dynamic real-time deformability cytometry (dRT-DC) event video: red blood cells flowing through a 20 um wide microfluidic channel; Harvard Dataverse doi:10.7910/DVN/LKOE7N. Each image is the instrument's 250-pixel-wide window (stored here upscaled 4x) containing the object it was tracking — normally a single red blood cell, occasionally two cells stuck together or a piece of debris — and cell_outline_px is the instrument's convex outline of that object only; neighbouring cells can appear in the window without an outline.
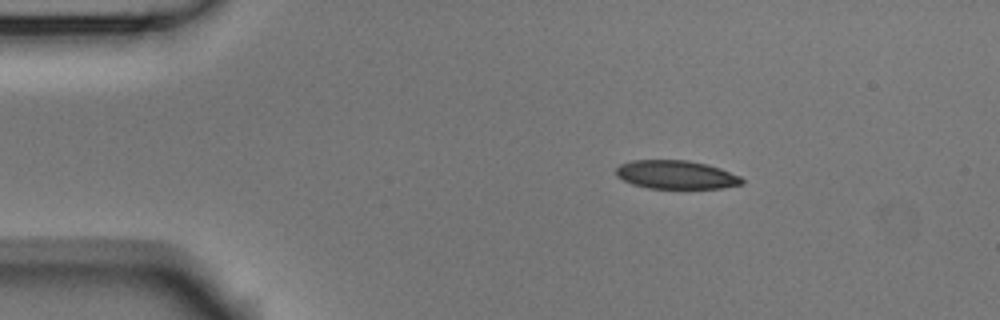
{"species": "Egyptian fruit bat (a non-hibernating species)", "species_latin": "Rousettus aegyptiacus", "temperature_condition": "room temperature", "stored_images_in_passage": 4, "segment_of_instrument_passage": [1, 2], "camera_frame_rate_fps": 3000, "um_per_image_px": 0.085, "animal": {"sex": "male"}, "frame": {"image": 1, "passage_image": 1, "time_ms": 0.0, "image_size_px": [1000, 320], "cell_outline_px": [[744, 184], [720, 188], [648, 188], [632, 184], [616, 176], [616, 168], [620, 164], [632, 160], [688, 160], [708, 164], [720, 168], [740, 176], [744, 180]], "centroid_in_image_um": [57.47, 14.84], "position_along_channel_um": 27.5, "area_um2": 20.98}}
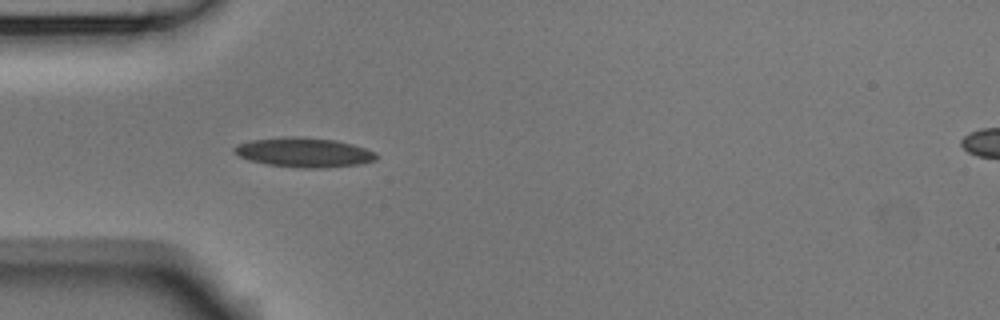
{"frame": {"image": 2, "passage_image": 3, "time_ms": 0.667, "image_size_px": [1000, 320], "cell_outline_px": [[380, 156], [376, 160], [364, 164], [328, 168], [300, 168], [268, 164], [252, 160], [240, 156], [232, 148], [236, 144], [252, 140], [280, 136], [296, 136], [336, 140], [352, 144], [376, 152]], "centroid_in_image_um": [25.9, 12.95], "position_along_channel_um": 59.1, "area_um2": 24.68}}